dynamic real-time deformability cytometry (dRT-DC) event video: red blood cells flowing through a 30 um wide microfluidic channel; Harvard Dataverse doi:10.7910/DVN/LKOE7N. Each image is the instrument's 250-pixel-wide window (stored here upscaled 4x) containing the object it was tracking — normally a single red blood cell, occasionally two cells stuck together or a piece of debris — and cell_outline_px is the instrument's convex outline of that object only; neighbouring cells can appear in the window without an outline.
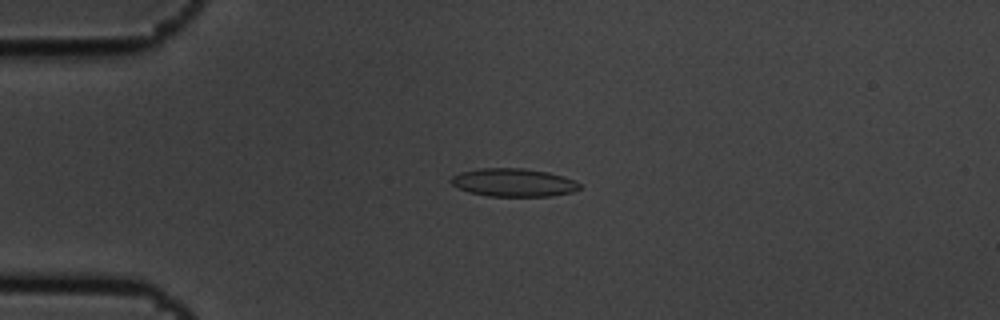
{"species": "common noctule bat (a hibernating species)", "species_latin": "Nyctalus noctula", "temperature_condition": "cold", "stored_images_in_passage": 4, "camera_frame_rate_fps": 3000, "um_per_image_px": 0.085, "animal": {"sex": "male", "body_mass_g": 19.5, "forearm_length_mm": 54.6}, "frame": {"image": 1, "passage_image": 4, "time_ms": 1.0, "image_size_px": [1000, 320], "cell_outline_px": [[580, 188], [572, 192], [552, 196], [488, 196], [468, 192], [452, 184], [448, 180], [452, 176], [460, 172], [480, 168], [524, 168], [548, 172], [564, 176], [576, 180], [580, 184]], "centroid_in_image_um": [43.65, 15.51], "position_along_channel_um": 41.3, "area_um2": 21.21}}